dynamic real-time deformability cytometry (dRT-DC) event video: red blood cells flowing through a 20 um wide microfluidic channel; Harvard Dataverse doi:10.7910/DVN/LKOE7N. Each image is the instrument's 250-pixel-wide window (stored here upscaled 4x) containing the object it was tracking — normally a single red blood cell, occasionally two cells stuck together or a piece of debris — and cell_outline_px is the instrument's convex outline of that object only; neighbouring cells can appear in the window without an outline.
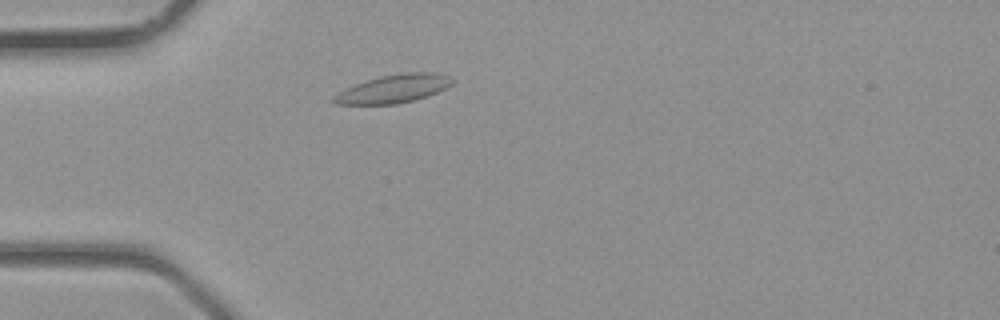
{"species": "common noctule bat (a hibernating species)", "species_latin": "Nyctalus noctula", "temperature_condition": "room temperature", "stored_images_in_passage": 1, "camera_frame_rate_fps": 3000, "um_per_image_px": 0.085, "animal": {"sex": "male", "body_mass_g": 23.1, "forearm_length_mm": 52.7}, "frame": {"image": 1, "passage_image": 1, "time_ms": 0.0, "image_size_px": [1000, 320], "cell_outline_px": [[452, 84], [436, 92], [412, 100], [396, 104], [336, 104], [332, 100], [332, 96], [344, 88], [380, 76], [404, 72], [436, 72], [448, 76], [452, 80]], "centroid_in_image_um": [33.41, 7.53], "position_along_channel_um": 51.6, "area_um2": 19.19}}